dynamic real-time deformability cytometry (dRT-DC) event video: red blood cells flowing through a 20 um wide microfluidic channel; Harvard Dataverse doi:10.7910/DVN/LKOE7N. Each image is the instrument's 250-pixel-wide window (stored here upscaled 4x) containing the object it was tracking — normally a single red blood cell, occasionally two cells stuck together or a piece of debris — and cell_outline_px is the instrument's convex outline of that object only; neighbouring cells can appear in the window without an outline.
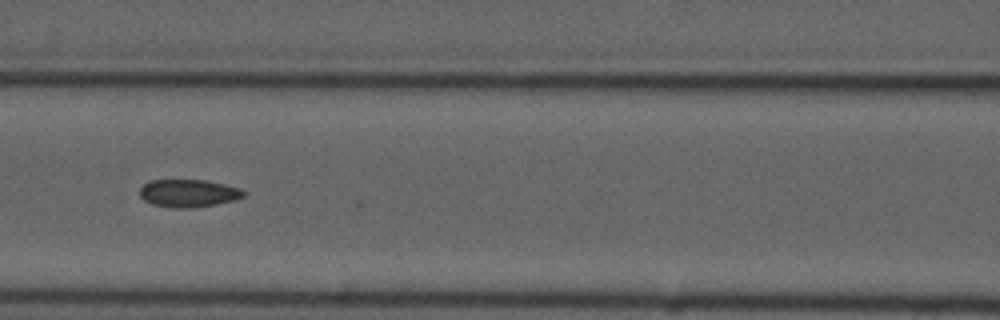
{"species": "common noctule bat (a hibernating species)", "species_latin": "Nyctalus noctula", "temperature_condition": "cold", "stored_images_in_passage": 7, "camera_frame_rate_fps": 3000, "um_per_image_px": 0.085, "animal": {"sex": "male", "forearm_length_mm": 52.5}, "frame": {"image": 1, "passage_image": 3, "time_ms": 2.333, "image_size_px": [1000, 320], "cell_outline_px": [[244, 196], [236, 200], [216, 204], [192, 208], [172, 208], [152, 204], [144, 200], [140, 196], [140, 188], [144, 184], [152, 180], [204, 180], [224, 184], [240, 188], [244, 192]], "centroid_in_image_um": [16.01, 16.43], "position_along_channel_um": 150.6, "area_um2": 16.76}}
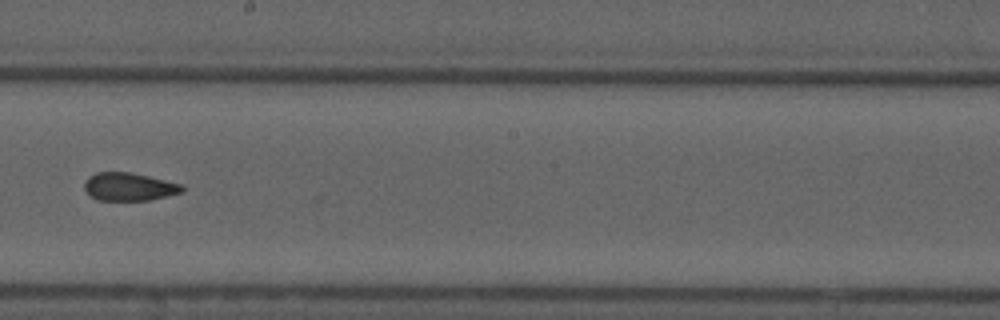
{"frame": {"image": 2, "passage_image": 5, "time_ms": 4.667, "image_size_px": [1000, 320], "cell_outline_px": [[184, 192], [148, 200], [96, 200], [88, 196], [84, 192], [84, 180], [88, 176], [96, 172], [128, 172], [148, 176], [180, 184], [184, 188]], "centroid_in_image_um": [10.89, 15.88], "position_along_channel_um": 237.3, "area_um2": 16.07}}
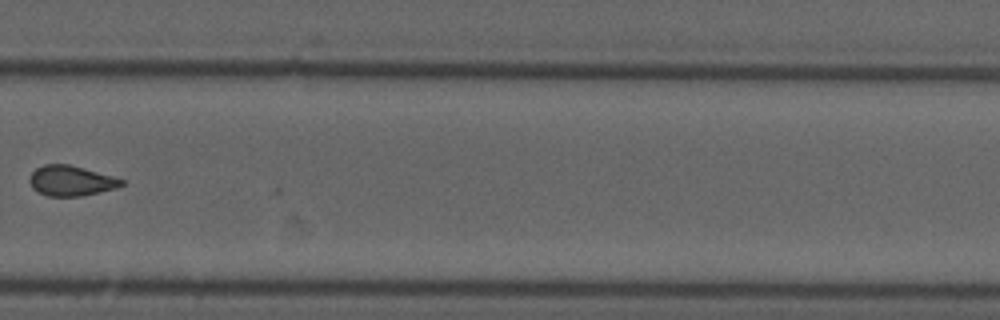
{"frame": {"image": 3, "passage_image": 7, "time_ms": 7.0, "image_size_px": [1000, 320], "cell_outline_px": [[124, 184], [116, 188], [100, 192], [80, 196], [48, 196], [36, 192], [32, 188], [28, 180], [28, 176], [36, 168], [44, 164], [68, 164], [84, 168], [112, 176], [124, 180]], "centroid_in_image_um": [5.99, 15.37], "position_along_channel_um": 323.8, "area_um2": 16.3}}